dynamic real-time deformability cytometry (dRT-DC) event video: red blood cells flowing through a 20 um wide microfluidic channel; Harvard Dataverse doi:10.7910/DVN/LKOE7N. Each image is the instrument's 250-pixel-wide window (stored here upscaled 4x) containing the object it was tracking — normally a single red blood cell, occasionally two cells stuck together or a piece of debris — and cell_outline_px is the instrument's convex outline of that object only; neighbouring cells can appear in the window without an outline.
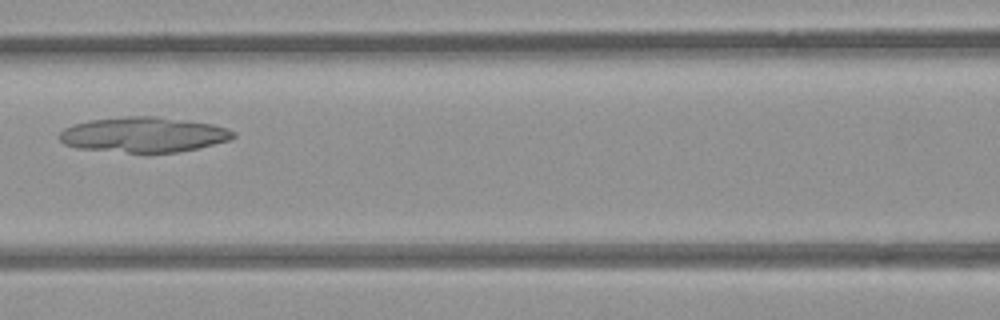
{"species": "common noctule bat (a hibernating species)", "species_latin": "Nyctalus noctula", "temperature_condition": "room temperature", "stored_images_in_passage": 6, "camera_frame_rate_fps": 3000, "um_per_image_px": 0.085, "animal": {"sex": "female", "body_mass_g": 21.9}, "frame": {"image": 1, "passage_image": 5, "time_ms": 1.333, "image_size_px": [1000, 320], "cell_outline_px": [[236, 136], [228, 140], [196, 148], [176, 152], [148, 156], [76, 148], [64, 144], [56, 136], [64, 128], [72, 124], [88, 120], [124, 116], [156, 116], [188, 120], [212, 124], [228, 128], [236, 132]], "centroid_in_image_um": [12.15, 11.48], "position_along_channel_um": 154.4, "area_um2": 36.88}}
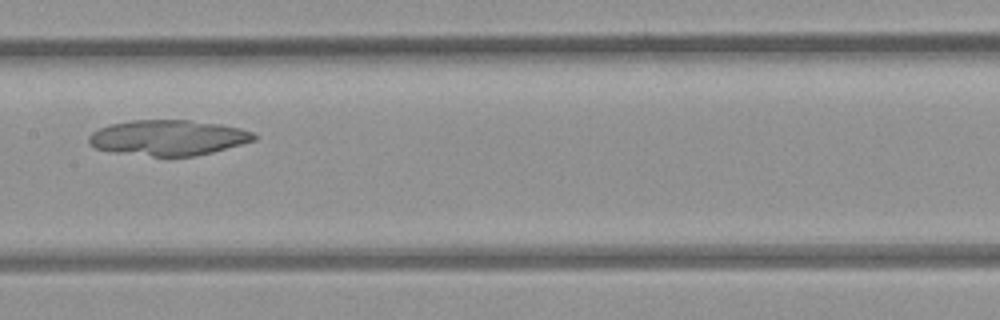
{"frame": {"image": 2, "passage_image": 6, "time_ms": 1.667, "image_size_px": [1000, 320], "cell_outline_px": [[256, 140], [212, 152], [196, 156], [152, 156], [112, 152], [96, 148], [88, 144], [88, 136], [92, 132], [108, 124], [132, 120], [192, 120], [220, 124], [240, 128], [252, 132], [256, 136]], "centroid_in_image_um": [14.27, 11.7], "position_along_channel_um": 193.1, "area_um2": 34.22}}